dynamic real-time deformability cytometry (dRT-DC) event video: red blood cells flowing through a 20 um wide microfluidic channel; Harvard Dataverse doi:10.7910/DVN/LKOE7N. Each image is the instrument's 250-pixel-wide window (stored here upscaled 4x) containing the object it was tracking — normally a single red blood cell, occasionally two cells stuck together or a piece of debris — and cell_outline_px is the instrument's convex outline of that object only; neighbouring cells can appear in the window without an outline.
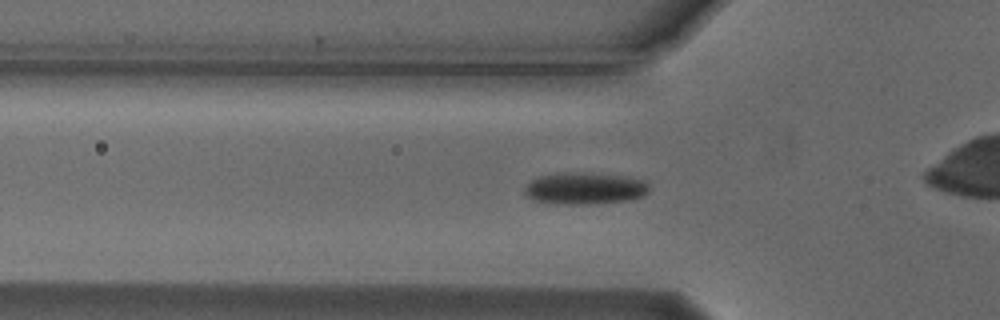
{"species": "Egyptian fruit bat (a non-hibernating species)", "species_latin": "Rousettus aegyptiacus", "temperature_condition": "cold", "stored_images_in_passage": 34, "camera_frame_rate_fps": 3000, "um_per_image_px": 0.085, "animal": {"sex": "male"}, "frame": {"image": 1, "passage_image": 4, "time_ms": 1.0, "image_size_px": [1000, 320], "cell_outline_px": [[648, 192], [644, 196], [628, 200], [588, 204], [568, 204], [532, 200], [524, 196], [524, 184], [540, 176], [564, 172], [584, 172], [628, 176], [644, 180], [648, 184]], "centroid_in_image_um": [49.69, 16.0], "position_along_channel_um": 76.1, "area_um2": 23.35}}
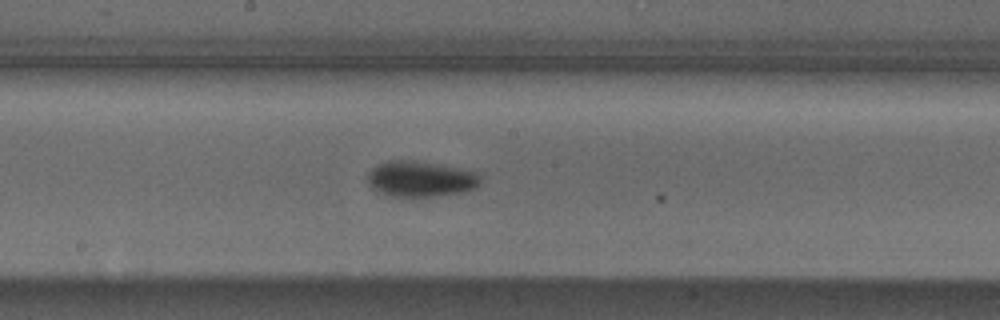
{"frame": {"image": 2, "passage_image": 15, "time_ms": 4.667, "image_size_px": [1000, 320], "cell_outline_px": [[480, 184], [476, 188], [460, 192], [432, 196], [388, 196], [376, 192], [368, 184], [368, 172], [372, 168], [388, 160], [416, 160], [476, 172], [480, 176]], "centroid_in_image_um": [35.7, 15.21], "position_along_channel_um": 212.5, "area_um2": 23.35}}
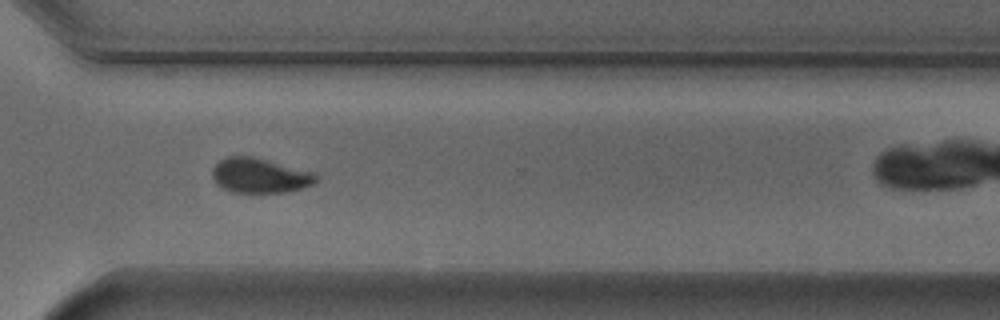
{"frame": {"image": 3, "passage_image": 26, "time_ms": 8.333, "image_size_px": [1000, 320], "cell_outline_px": [[320, 176], [312, 184], [304, 188], [284, 192], [232, 192], [220, 188], [212, 180], [212, 168], [220, 160], [228, 156], [252, 156], [316, 172]], "centroid_in_image_um": [22.08, 14.92], "position_along_channel_um": 348.5, "area_um2": 21.33}, "authors_computed_cell_mechanics": {"area_um2": 23.0044, "velocity_mm_per_s": 3.7163, "shape_relaxation_time_tau1_ms": 5.1644, "shape_relaxation_time_tau2_ms": 2.0398, "deformation_change_tau1": 0.1523, "deformation_change_tau2": 0.0606}}